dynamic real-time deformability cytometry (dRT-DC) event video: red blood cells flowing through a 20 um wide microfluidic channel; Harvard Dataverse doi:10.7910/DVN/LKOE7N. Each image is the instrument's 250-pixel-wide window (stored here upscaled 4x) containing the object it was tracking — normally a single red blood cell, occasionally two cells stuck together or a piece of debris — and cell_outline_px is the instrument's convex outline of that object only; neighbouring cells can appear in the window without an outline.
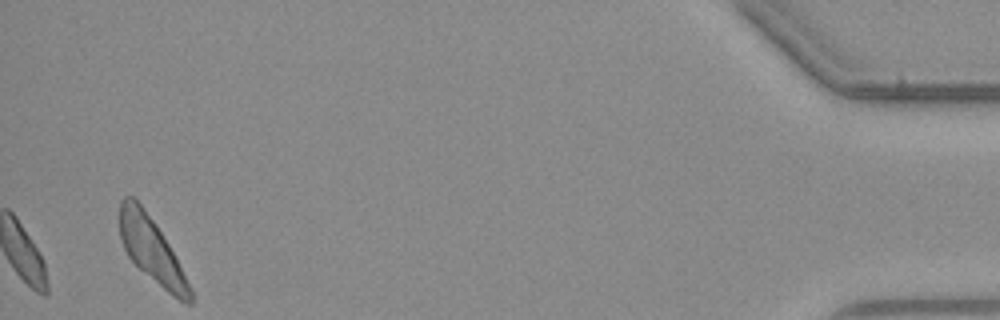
{"species": "common noctule bat (a hibernating species)", "species_latin": "Nyctalus noctula", "temperature_condition": "warm", "stored_images_in_passage": 34, "camera_frame_rate_fps": 3000, "um_per_image_px": 0.085, "animal": {"sex": "male", "body_mass_g": 23.1, "forearm_length_mm": 52.7}, "frame": {"image": 1, "passage_image": 34, "time_ms": 11.0, "image_size_px": [1000, 320], "cell_outline_px": [[192, 304], [184, 304], [172, 296], [140, 268], [128, 256], [120, 240], [116, 216], [120, 200], [124, 196], [132, 196], [140, 204], [156, 224], [168, 244], [192, 292]], "centroid_in_image_um": [12.8, 21.18], "position_along_channel_um": 422.4, "area_um2": 26.3}}